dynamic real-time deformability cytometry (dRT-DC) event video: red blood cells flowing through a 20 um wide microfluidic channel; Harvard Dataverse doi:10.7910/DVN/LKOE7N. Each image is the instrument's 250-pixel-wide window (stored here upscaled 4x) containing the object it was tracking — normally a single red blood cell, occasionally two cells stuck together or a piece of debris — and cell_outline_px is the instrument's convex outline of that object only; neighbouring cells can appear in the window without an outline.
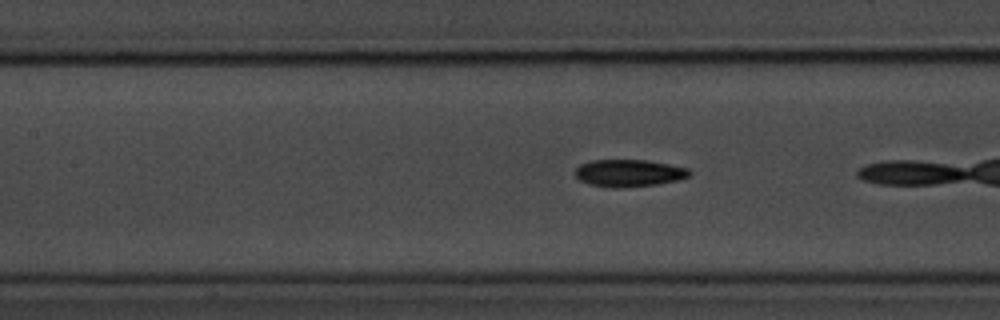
{"species": "common noctule bat (a hibernating species)", "species_latin": "Nyctalus noctula", "temperature_condition": "room temperature", "stored_images_in_passage": 15, "camera_frame_rate_fps": 3000, "um_per_image_px": 0.085, "animal": {"sex": "male", "body_mass_g": 20.1, "forearm_length_mm": 53.5}, "frame": {"image": 1, "passage_image": 7, "time_ms": 2.0, "image_size_px": [1000, 320], "cell_outline_px": [[692, 172], [688, 176], [676, 180], [656, 184], [616, 188], [588, 184], [580, 180], [572, 172], [580, 164], [592, 160], [648, 160], [688, 168]], "centroid_in_image_um": [53.41, 14.7], "position_along_channel_um": 154.0, "area_um2": 18.03}}